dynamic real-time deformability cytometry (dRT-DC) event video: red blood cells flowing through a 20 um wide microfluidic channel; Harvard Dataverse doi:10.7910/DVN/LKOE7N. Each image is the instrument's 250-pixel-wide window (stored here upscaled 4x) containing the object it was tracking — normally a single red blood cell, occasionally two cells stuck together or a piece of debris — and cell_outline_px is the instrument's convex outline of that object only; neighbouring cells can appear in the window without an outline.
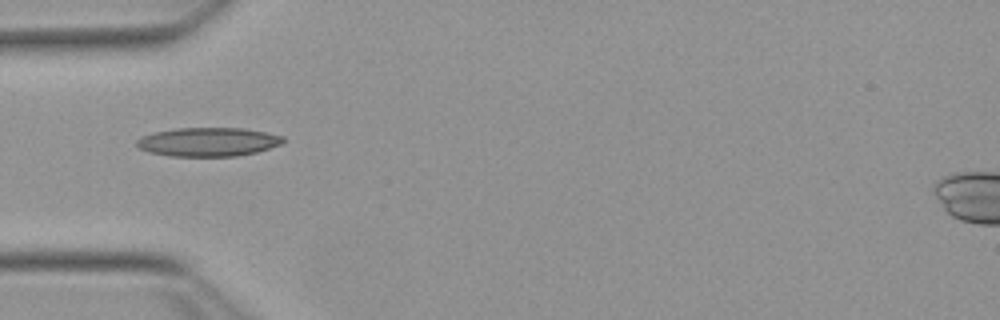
{"species": "Egyptian fruit bat (a non-hibernating species)", "species_latin": "Rousettus aegyptiacus", "temperature_condition": "warm", "stored_images_in_passage": 37, "camera_frame_rate_fps": 3000, "um_per_image_px": 0.085, "animal": {"sex": "female"}, "frame": {"image": 1, "passage_image": 1, "time_ms": 0.0, "image_size_px": [1000, 320], "cell_outline_px": [[284, 140], [280, 144], [256, 152], [236, 156], [168, 156], [148, 152], [140, 148], [136, 144], [136, 140], [140, 136], [152, 132], [176, 128], [244, 128], [284, 136]], "centroid_in_image_um": [17.64, 12.06], "position_along_channel_um": 67.4, "area_um2": 24.62}}
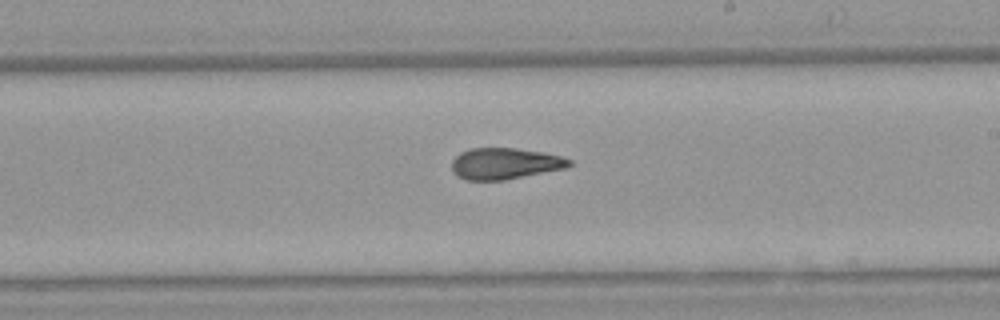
{"frame": {"image": 2, "passage_image": 15, "time_ms": 4.667, "image_size_px": [1000, 320], "cell_outline_px": [[572, 164], [568, 168], [504, 180], [464, 180], [456, 176], [452, 168], [452, 160], [460, 152], [468, 148], [516, 148], [544, 152], [560, 156], [572, 160]], "centroid_in_image_um": [42.92, 13.9], "position_along_channel_um": 246.1, "area_um2": 21.68}}
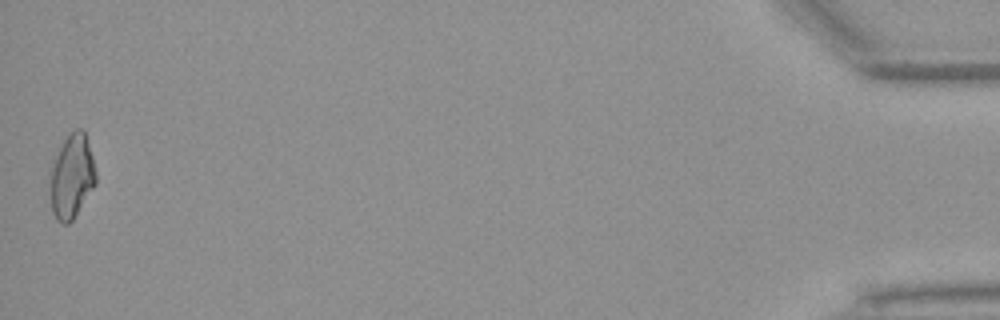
{"frame": {"image": 3, "passage_image": 37, "time_ms": 12.0, "image_size_px": [1000, 320], "cell_outline_px": [[96, 184], [72, 220], [68, 224], [64, 224], [56, 220], [52, 212], [48, 192], [52, 164], [64, 140], [76, 128], [80, 128], [84, 132], [92, 156], [96, 172]], "centroid_in_image_um": [6.07, 15.05], "position_along_channel_um": 429.1, "area_um2": 22.37}, "authors_computed_cell_mechanics": {"area_um2": 21.7328, "velocity_mm_per_s": 3.8302, "shape_relaxation_time_tau1_ms": 8.0265, "shape_relaxation_time_tau2_ms": 2.6782, "deformation_change_tau1": 0.2197, "deformation_change_tau2": 0.0977}}